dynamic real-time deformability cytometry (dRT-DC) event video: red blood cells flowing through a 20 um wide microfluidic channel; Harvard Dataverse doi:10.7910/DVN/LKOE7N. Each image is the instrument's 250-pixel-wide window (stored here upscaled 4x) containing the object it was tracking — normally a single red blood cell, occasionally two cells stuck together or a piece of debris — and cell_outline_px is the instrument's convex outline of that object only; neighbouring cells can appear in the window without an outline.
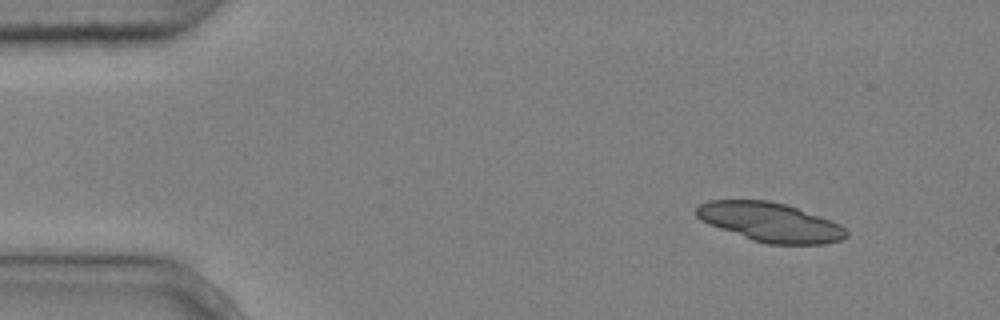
{"species": "common noctule bat (a hibernating species)", "species_latin": "Nyctalus noctula", "temperature_condition": "cold", "stored_images_in_passage": 3, "camera_frame_rate_fps": 3000, "um_per_image_px": 0.085, "animal": {"sex": "male", "body_mass_g": 20.4}, "frame": {"image": 1, "passage_image": 1, "time_ms": 0.0, "image_size_px": [1000, 320], "cell_outline_px": [[848, 236], [840, 240], [824, 244], [768, 244], [752, 240], [708, 224], [696, 216], [696, 208], [700, 204], [708, 200], [768, 200], [784, 204], [820, 216], [840, 224], [848, 232]], "centroid_in_image_um": [65.46, 18.88], "position_along_channel_um": 19.5, "area_um2": 33.99}}